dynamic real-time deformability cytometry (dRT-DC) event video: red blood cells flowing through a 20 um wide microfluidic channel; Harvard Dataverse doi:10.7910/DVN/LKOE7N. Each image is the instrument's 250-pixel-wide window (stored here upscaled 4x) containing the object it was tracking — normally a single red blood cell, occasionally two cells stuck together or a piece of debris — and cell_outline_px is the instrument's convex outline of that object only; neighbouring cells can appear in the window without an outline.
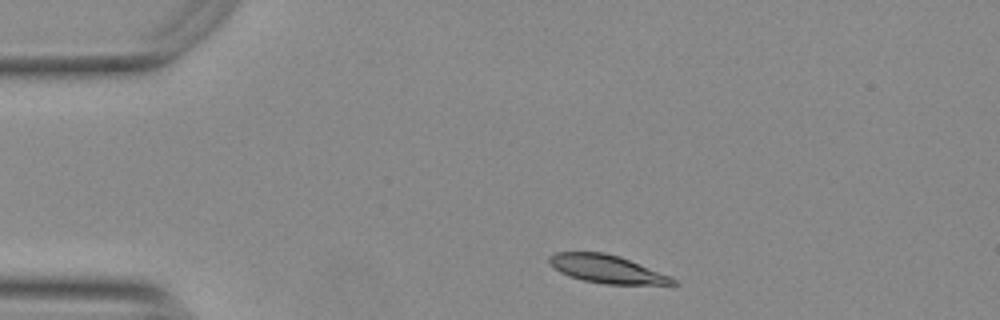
{"species": "Egyptian fruit bat (a non-hibernating species)", "species_latin": "Rousettus aegyptiacus", "temperature_condition": "warm", "stored_images_in_passage": 46, "camera_frame_rate_fps": 3000, "um_per_image_px": 0.085, "animal": {"sex": "female"}, "frame": {"image": 1, "passage_image": 1, "time_ms": 0.0, "image_size_px": [1000, 320], "cell_outline_px": [[680, 284], [604, 284], [584, 280], [560, 272], [548, 264], [548, 256], [556, 252], [604, 252], [620, 256], [668, 276], [676, 280]], "centroid_in_image_um": [51.52, 22.85], "position_along_channel_um": 33.5, "area_um2": 19.88}}
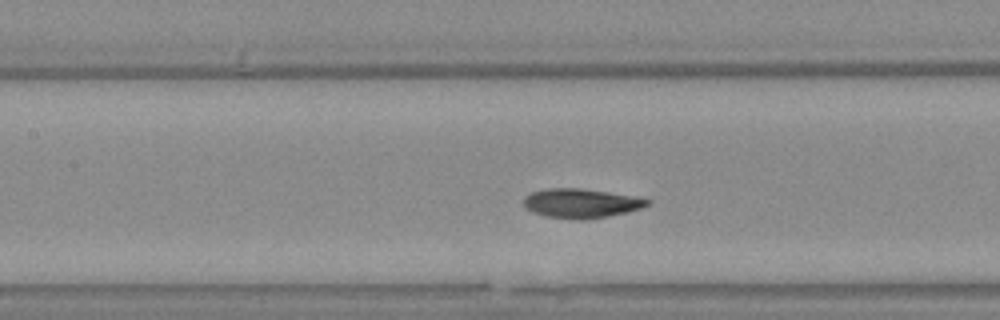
{"frame": {"image": 2, "passage_image": 15, "time_ms": 4.667, "image_size_px": [1000, 320], "cell_outline_px": [[652, 204], [628, 212], [608, 216], [584, 220], [576, 220], [544, 216], [532, 212], [524, 204], [524, 196], [532, 192], [544, 188], [580, 188], [608, 192], [632, 196], [652, 200]], "centroid_in_image_um": [49.39, 17.28], "position_along_channel_um": 158.0, "area_um2": 21.21}}
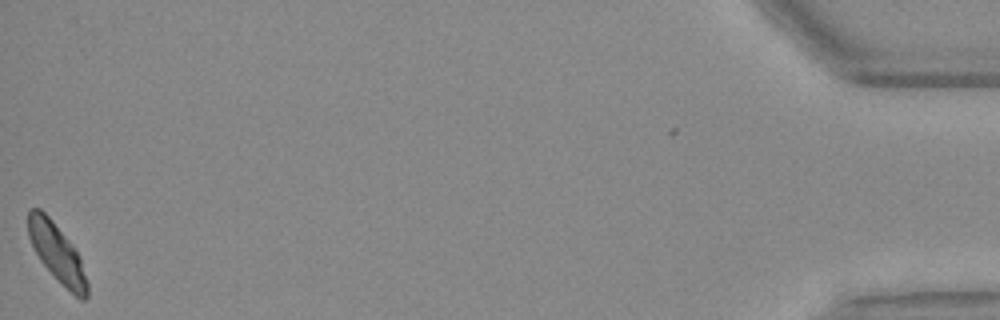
{"frame": {"image": 3, "passage_image": 45, "time_ms": 14.667, "image_size_px": [1000, 320], "cell_outline_px": [[88, 296], [84, 300], [80, 300], [40, 260], [28, 236], [28, 208], [40, 208], [52, 220], [76, 248], [80, 256], [88, 284]], "centroid_in_image_um": [4.86, 21.45], "position_along_channel_um": 430.3, "area_um2": 19.65}, "authors_computed_cell_mechanics": {"area_um2": 20.9236, "velocity_mm_per_s": 3.7055, "shape_relaxation_time_tau1_ms": 2.3405, "shape_relaxation_time_tau2_ms": 0.7258, "deformation_change_tau1": 0.1359, "deformation_change_tau2": 0.0481}}